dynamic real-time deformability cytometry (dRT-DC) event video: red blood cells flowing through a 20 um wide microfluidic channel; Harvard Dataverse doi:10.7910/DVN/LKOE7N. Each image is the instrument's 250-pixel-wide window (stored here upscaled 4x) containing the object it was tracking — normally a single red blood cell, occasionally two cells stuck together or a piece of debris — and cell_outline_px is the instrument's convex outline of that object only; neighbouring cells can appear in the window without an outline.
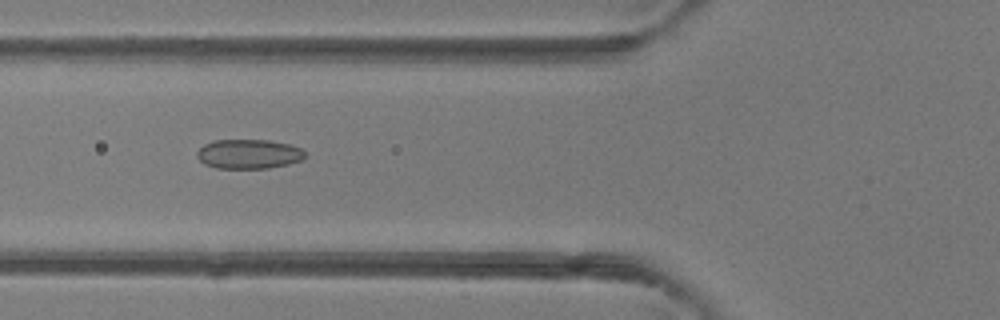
{"species": "common noctule bat (a hibernating species)", "species_latin": "Nyctalus noctula", "temperature_condition": "room temperature", "stored_images_in_passage": 48, "camera_frame_rate_fps": 3000, "um_per_image_px": 0.085, "animal": {"sex": "female"}, "frame": {"image": 1, "passage_image": 18, "time_ms": 5.667, "image_size_px": [1000, 320], "cell_outline_px": [[304, 160], [288, 164], [268, 168], [216, 168], [204, 164], [196, 156], [196, 152], [204, 144], [212, 140], [268, 140], [288, 144], [300, 148], [304, 152]], "centroid_in_image_um": [21.11, 13.09], "position_along_channel_um": 104.7, "area_um2": 18.55}}
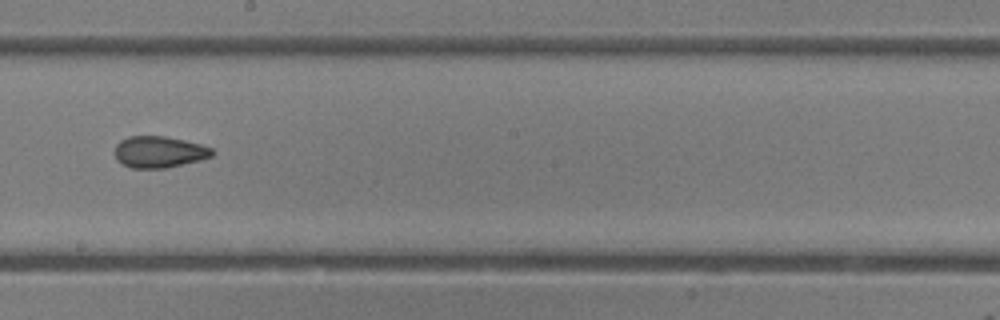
{"frame": {"image": 2, "passage_image": 27, "time_ms": 8.667, "image_size_px": [1000, 320], "cell_outline_px": [[216, 152], [212, 156], [200, 160], [164, 168], [132, 168], [120, 164], [116, 160], [116, 144], [120, 140], [128, 136], [164, 136], [184, 140], [200, 144], [212, 148]], "centroid_in_image_um": [13.52, 12.91], "position_along_channel_um": 234.7, "area_um2": 17.92}}
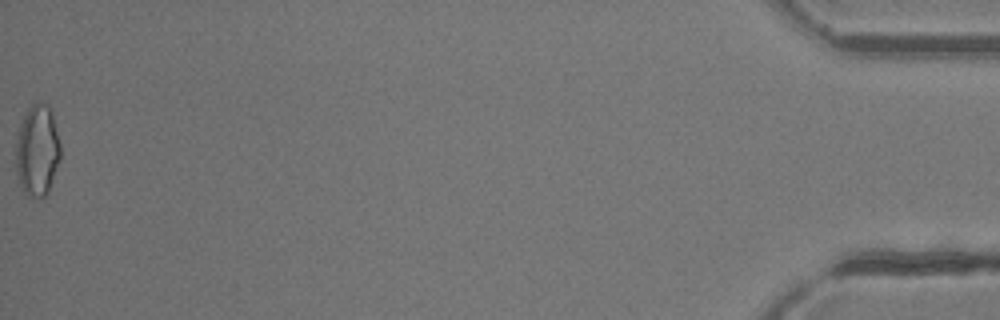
{"frame": {"image": 3, "passage_image": 48, "time_ms": 15.667, "image_size_px": [1000, 320], "cell_outline_px": [[60, 160], [48, 192], [44, 196], [28, 196], [24, 192], [20, 184], [16, 172], [16, 140], [20, 124], [28, 108], [36, 100], [48, 104], [52, 116], [60, 144]], "centroid_in_image_um": [3.16, 12.77], "position_along_channel_um": 432.0, "area_um2": 23.64}, "authors_computed_cell_mechanics": {"area_um2": 19.074, "velocity_mm_per_s": 4.325, "shape_relaxation_time_tau1_ms": 8.443, "shape_relaxation_time_tau2_ms": 1.6044, "deformation_change_tau1": 0.1525, "deformation_change_tau2": 0.0859}}